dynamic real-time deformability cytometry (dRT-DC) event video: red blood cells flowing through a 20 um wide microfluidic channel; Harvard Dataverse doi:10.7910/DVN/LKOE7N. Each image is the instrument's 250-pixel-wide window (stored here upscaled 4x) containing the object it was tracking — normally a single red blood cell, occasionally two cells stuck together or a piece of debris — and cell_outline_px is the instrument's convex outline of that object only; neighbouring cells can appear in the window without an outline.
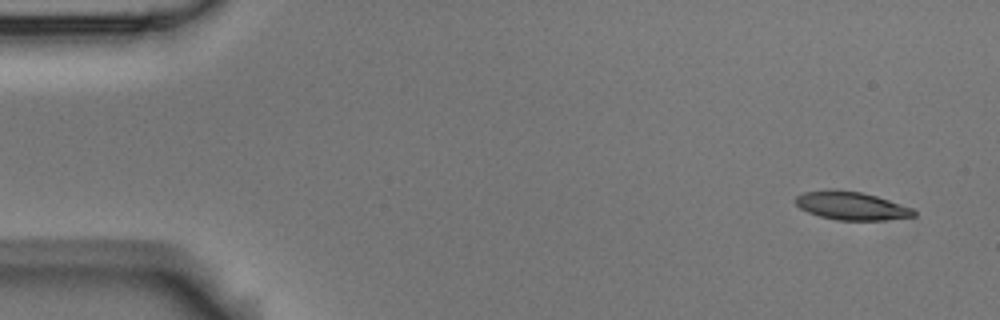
{"species": "Egyptian fruit bat (a non-hibernating species)", "species_latin": "Rousettus aegyptiacus", "temperature_condition": "room temperature", "stored_images_in_passage": 5, "segment_of_instrument_passage": [1, 2], "camera_frame_rate_fps": 3000, "um_per_image_px": 0.085, "animal": {"sex": "male"}, "frame": {"image": 1, "passage_image": 1, "time_ms": 0.0, "image_size_px": [1000, 320], "cell_outline_px": [[916, 216], [884, 220], [836, 220], [820, 216], [808, 212], [800, 208], [792, 200], [796, 196], [804, 192], [828, 188], [860, 192], [876, 196], [912, 208], [916, 212]], "centroid_in_image_um": [72.31, 17.48], "position_along_channel_um": 12.7, "area_um2": 19.54}}